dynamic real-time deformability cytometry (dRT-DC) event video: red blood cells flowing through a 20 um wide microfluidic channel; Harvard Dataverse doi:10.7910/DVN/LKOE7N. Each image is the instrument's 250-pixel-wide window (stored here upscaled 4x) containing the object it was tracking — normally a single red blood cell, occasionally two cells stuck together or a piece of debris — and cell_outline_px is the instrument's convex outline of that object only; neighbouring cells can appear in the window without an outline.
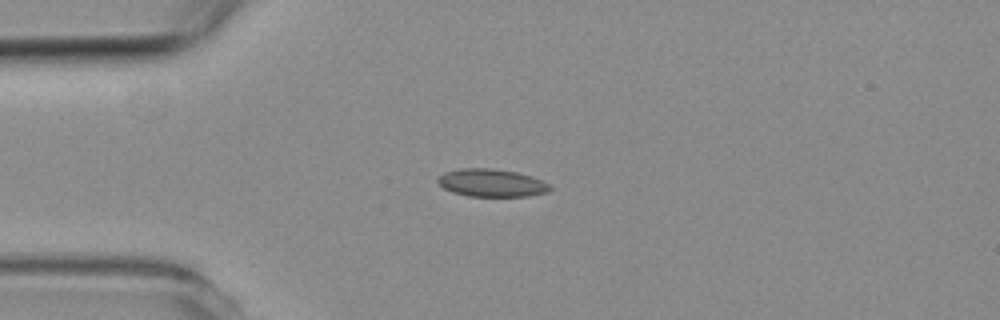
{"species": "common noctule bat (a hibernating species)", "species_latin": "Nyctalus noctula", "temperature_condition": "room temperature", "stored_images_in_passage": 3, "camera_frame_rate_fps": 3000, "um_per_image_px": 0.085, "animal": {"sex": "female", "body_mass_g": 19.3, "forearm_length_mm": 54.1}, "frame": {"image": 1, "passage_image": 1, "time_ms": 0.0, "image_size_px": [1000, 320], "cell_outline_px": [[552, 188], [548, 192], [528, 196], [468, 196], [452, 192], [444, 188], [436, 180], [444, 172], [460, 168], [492, 168], [516, 172], [532, 176], [548, 184]], "centroid_in_image_um": [41.77, 15.54], "position_along_channel_um": 43.2, "area_um2": 18.09}}
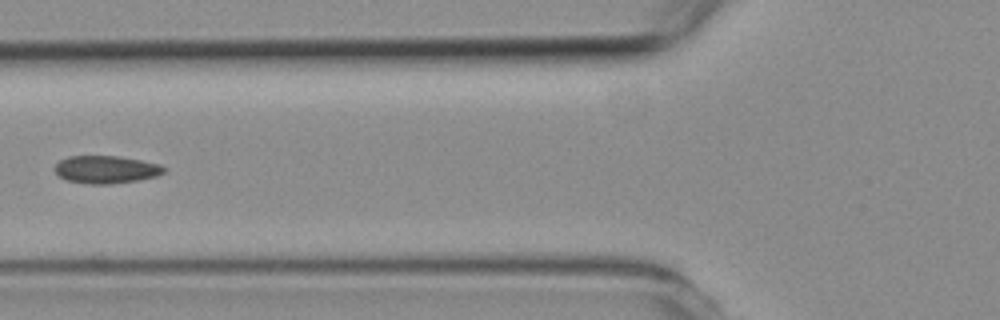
{"frame": {"image": 2, "passage_image": 3, "time_ms": 2.333, "image_size_px": [1000, 320], "cell_outline_px": [[164, 172], [156, 176], [136, 180], [108, 184], [88, 184], [68, 180], [60, 176], [56, 172], [56, 164], [60, 160], [68, 156], [116, 156], [140, 160], [160, 164], [164, 168]], "centroid_in_image_um": [9.0, 14.4], "position_along_channel_um": 116.8, "area_um2": 17.28}}